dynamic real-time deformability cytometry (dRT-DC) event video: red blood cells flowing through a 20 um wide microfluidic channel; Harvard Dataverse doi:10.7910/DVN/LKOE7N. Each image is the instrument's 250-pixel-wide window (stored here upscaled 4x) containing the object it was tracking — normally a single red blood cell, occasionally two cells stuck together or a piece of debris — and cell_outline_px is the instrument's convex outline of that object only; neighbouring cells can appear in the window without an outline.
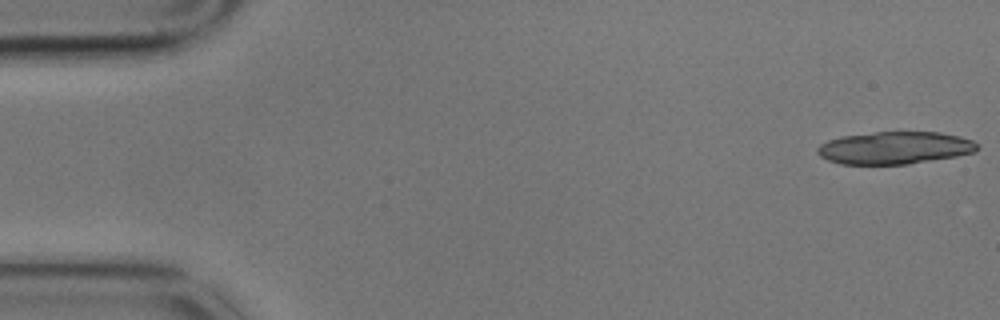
{"species": "common noctule bat (a hibernating species)", "species_latin": "Nyctalus noctula", "temperature_condition": "cold", "stored_images_in_passage": 11, "segment_of_instrument_passage": [1, 2], "camera_frame_rate_fps": 3000, "um_per_image_px": 0.085, "animal": {"sex": "male", "body_mass_g": 17.9}, "frame": {"image": 1, "passage_image": 1, "time_ms": 0.0, "image_size_px": [1000, 320], "cell_outline_px": [[980, 144], [976, 152], [956, 156], [908, 164], [840, 164], [828, 160], [820, 156], [816, 152], [816, 148], [820, 144], [828, 140], [840, 136], [876, 132], [940, 132], [960, 136], [972, 140]], "centroid_in_image_um": [76.06, 12.56], "position_along_channel_um": 8.9, "area_um2": 30.4}}